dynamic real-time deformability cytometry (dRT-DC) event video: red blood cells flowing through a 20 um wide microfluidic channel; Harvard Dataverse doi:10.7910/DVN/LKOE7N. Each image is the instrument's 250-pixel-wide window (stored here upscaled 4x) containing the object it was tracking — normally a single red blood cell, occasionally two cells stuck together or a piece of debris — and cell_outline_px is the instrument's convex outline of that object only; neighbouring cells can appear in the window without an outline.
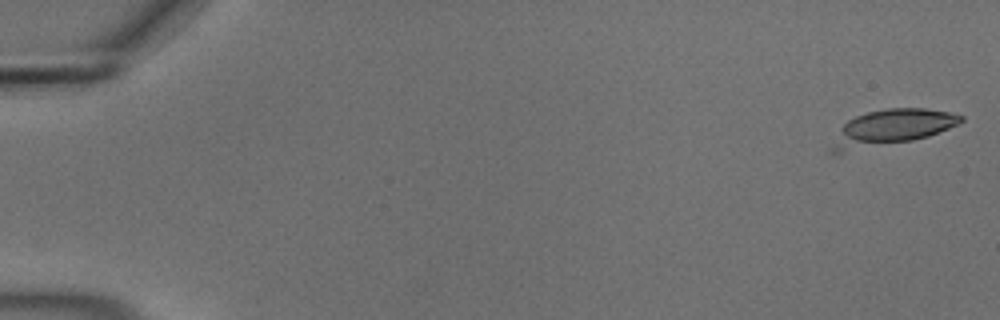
{"species": "common noctule bat (a hibernating species)", "species_latin": "Nyctalus noctula", "temperature_condition": "cold", "stored_images_in_passage": 55, "camera_frame_rate_fps": 3000, "um_per_image_px": 0.085, "animal": {"sex": "male", "body_mass_g": 18.8}, "frame": {"image": 1, "passage_image": 1, "time_ms": 0.0, "image_size_px": [1000, 320], "cell_outline_px": [[964, 120], [960, 124], [928, 136], [912, 140], [840, 152], [828, 152], [828, 148], [844, 124], [848, 120], [856, 116], [868, 112], [888, 108], [924, 108], [948, 112], [964, 116]], "centroid_in_image_um": [75.8, 10.84], "position_along_channel_um": 9.2, "area_um2": 26.47}}
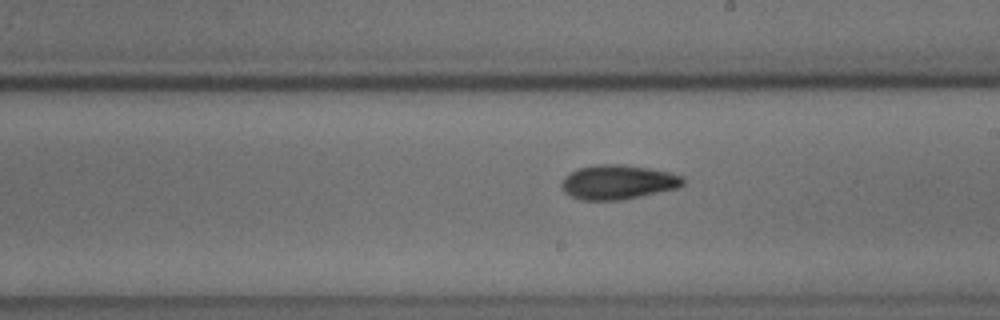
{"frame": {"image": 2, "passage_image": 32, "time_ms": 10.333, "image_size_px": [1000, 320], "cell_outline_px": [[684, 184], [676, 188], [640, 196], [620, 200], [580, 200], [564, 192], [560, 184], [564, 176], [580, 168], [596, 164], [624, 164], [652, 168], [672, 172], [684, 176]], "centroid_in_image_um": [52.54, 15.47], "position_along_channel_um": 236.5, "area_um2": 24.51}}
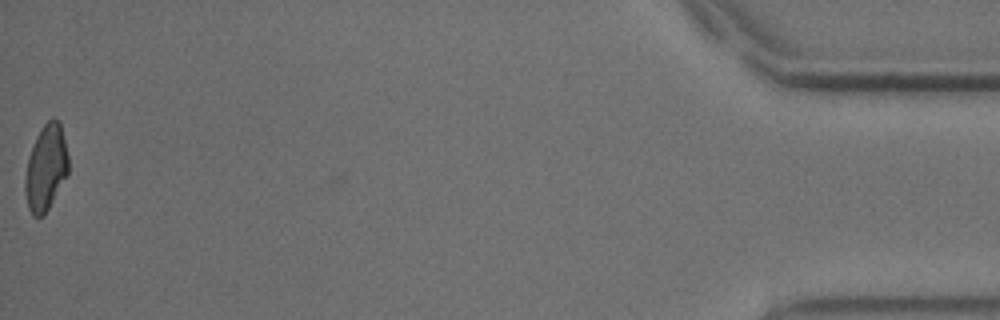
{"frame": {"image": 3, "passage_image": 55, "time_ms": 18.0, "image_size_px": [1000, 320], "cell_outline_px": [[68, 172], [44, 216], [32, 216], [28, 208], [24, 192], [24, 180], [28, 160], [36, 136], [44, 124], [52, 116], [60, 120], [68, 156]], "centroid_in_image_um": [3.89, 14.25], "position_along_channel_um": 431.3, "area_um2": 21.56}, "authors_computed_cell_mechanics": {"area_um2": 23.12, "velocity_mm_per_s": 3.691, "shape_relaxation_time_tau1_ms": 5.3411, "shape_relaxation_time_tau2_ms": 4.3549, "deformation_change_tau1": 0.1329, "deformation_change_tau2": 0.1056}}